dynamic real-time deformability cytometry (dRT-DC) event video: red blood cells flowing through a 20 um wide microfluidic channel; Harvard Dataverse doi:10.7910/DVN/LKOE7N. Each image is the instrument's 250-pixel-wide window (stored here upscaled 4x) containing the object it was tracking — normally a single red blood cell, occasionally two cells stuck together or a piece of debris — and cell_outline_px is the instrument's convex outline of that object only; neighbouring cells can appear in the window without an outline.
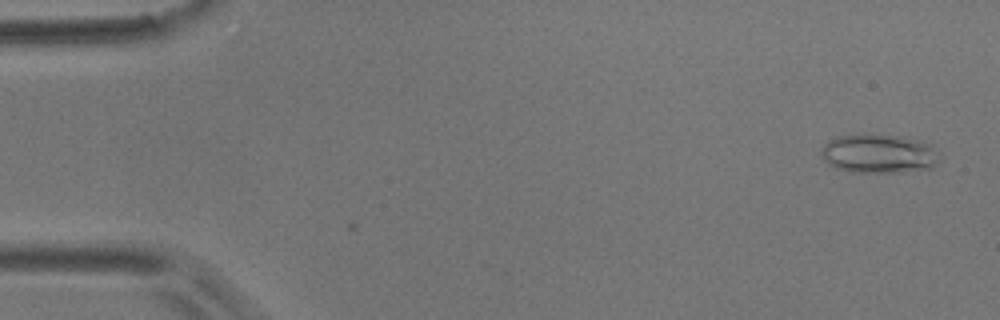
{"species": "common noctule bat (a hibernating species)", "species_latin": "Nyctalus noctula", "temperature_condition": "room temperature", "stored_images_in_passage": 2, "camera_frame_rate_fps": 3000, "um_per_image_px": 0.085, "animal": {"sex": "male", "body_mass_g": 17.9}, "frame": {"image": 1, "passage_image": 2, "time_ms": 1.0, "image_size_px": [1000, 320], "cell_outline_px": [[940, 160], [932, 168], [896, 172], [848, 172], [836, 168], [828, 164], [820, 156], [820, 152], [824, 144], [828, 140], [836, 136], [864, 132], [900, 136], [932, 144], [940, 156]], "centroid_in_image_um": [74.66, 13.04], "position_along_channel_um": 10.3, "area_um2": 27.57}}